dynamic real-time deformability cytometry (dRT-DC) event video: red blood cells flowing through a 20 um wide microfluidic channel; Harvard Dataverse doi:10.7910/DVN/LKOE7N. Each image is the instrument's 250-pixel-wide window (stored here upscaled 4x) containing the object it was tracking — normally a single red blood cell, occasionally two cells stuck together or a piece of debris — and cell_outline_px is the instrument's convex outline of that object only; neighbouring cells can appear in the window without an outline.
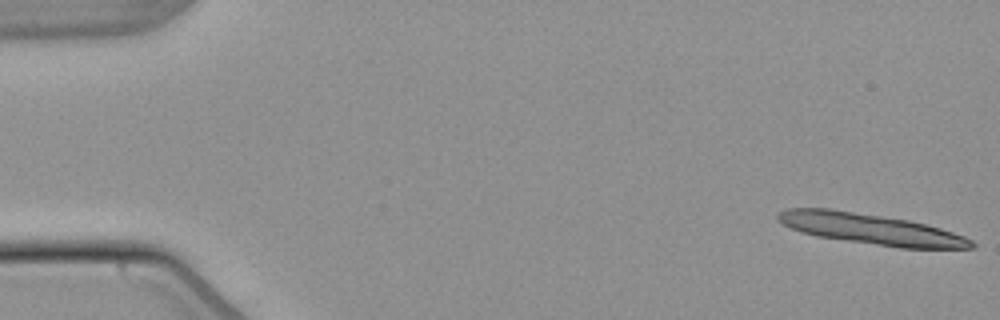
{"species": "common noctule bat (a hibernating species)", "species_latin": "Nyctalus noctula", "temperature_condition": "warm", "stored_images_in_passage": 13, "camera_frame_rate_fps": 3000, "um_per_image_px": 0.085, "animal": {"sex": "male", "body_mass_g": 21.5, "forearm_length_mm": 52.0}, "frame": {"image": 1, "passage_image": 1, "time_ms": 0.0, "image_size_px": [1000, 320], "cell_outline_px": [[976, 244], [972, 248], [900, 248], [816, 236], [792, 228], [776, 220], [776, 216], [780, 212], [788, 208], [832, 208], [908, 220], [940, 228], [964, 236], [972, 240]], "centroid_in_image_um": [74.01, 19.46], "position_along_channel_um": 11.0, "area_um2": 34.39}}